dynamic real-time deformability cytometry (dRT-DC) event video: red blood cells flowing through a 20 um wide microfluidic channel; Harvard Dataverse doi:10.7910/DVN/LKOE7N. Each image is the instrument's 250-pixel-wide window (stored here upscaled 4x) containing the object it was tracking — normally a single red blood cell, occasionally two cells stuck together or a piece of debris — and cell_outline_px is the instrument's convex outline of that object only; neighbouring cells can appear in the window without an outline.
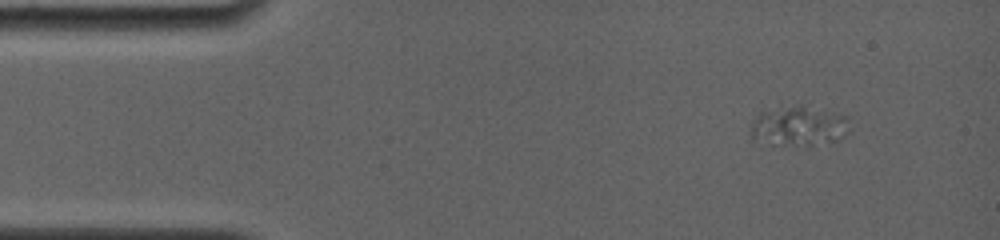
{"species": "common noctule bat (a hibernating species)", "species_latin": "Nyctalus noctula", "temperature_condition": "room temperature", "stored_images_in_passage": 60, "camera_frame_rate_fps": 4000, "um_per_image_px": 0.085, "animal": {"sex": "female", "body_mass_g": 19.0, "forearm_length_mm": 56.7}, "frame": {"image": 1, "passage_image": 1, "time_ms": 0.0, "image_size_px": [1000, 240], "cell_outline_px": [[820, 136], [784, 144], [772, 144], [752, 140], [752, 124], [760, 116], [792, 108], [800, 108], [816, 120], [820, 124]], "centroid_in_image_um": [66.75, 10.81], "position_along_channel_um": 18.3, "area_um2": 13.64}}
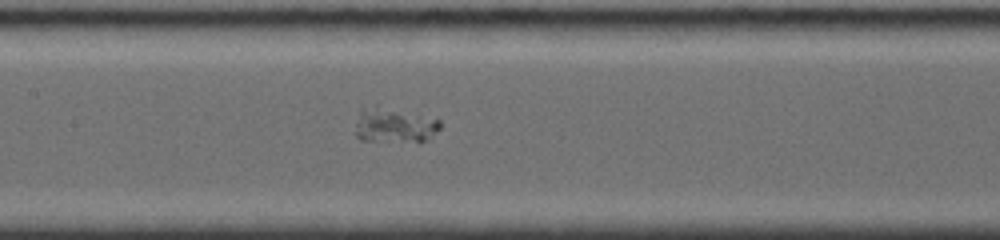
{"frame": {"image": 2, "passage_image": 26, "time_ms": 6.25, "image_size_px": [1000, 240], "cell_outline_px": [[440, 128], [436, 132], [420, 144], [360, 140], [356, 136], [356, 120], [360, 108], [376, 104], [440, 120]], "centroid_in_image_um": [33.48, 10.67], "position_along_channel_um": 173.9, "area_um2": 17.92}}
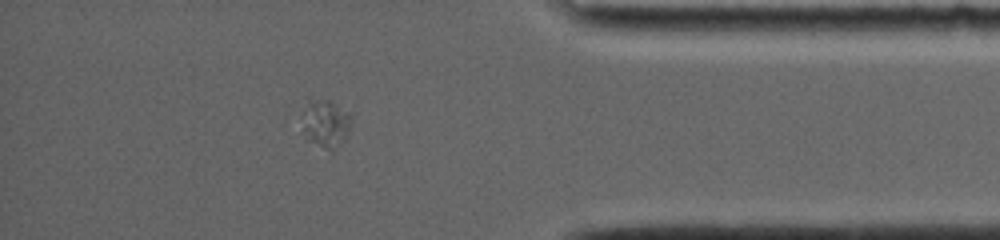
{"frame": {"image": 3, "passage_image": 52, "time_ms": 12.75, "image_size_px": [1000, 240], "cell_outline_px": [[348, 132], [340, 144], [332, 152], [304, 140], [304, 128], [308, 100], [332, 100], [348, 112]], "centroid_in_image_um": [27.67, 10.55], "position_along_channel_um": 407.5, "area_um2": 13.18}}